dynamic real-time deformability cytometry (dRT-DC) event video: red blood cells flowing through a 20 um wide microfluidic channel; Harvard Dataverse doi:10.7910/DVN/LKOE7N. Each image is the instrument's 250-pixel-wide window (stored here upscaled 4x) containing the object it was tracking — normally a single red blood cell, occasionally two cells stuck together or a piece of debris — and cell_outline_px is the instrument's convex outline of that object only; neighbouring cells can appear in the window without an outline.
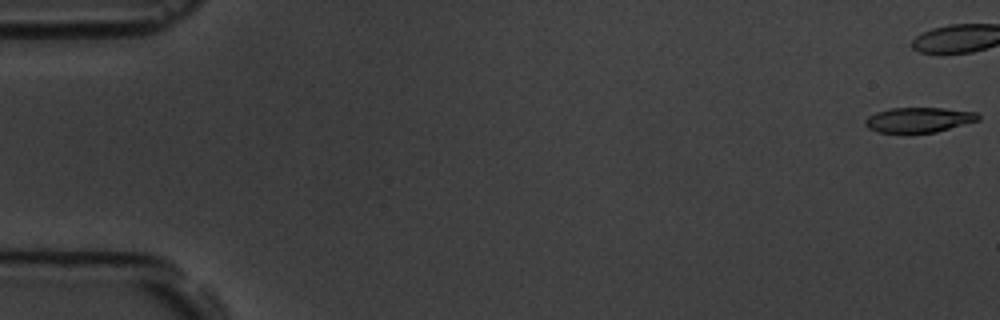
{"species": "common noctule bat (a hibernating species)", "species_latin": "Nyctalus noctula", "temperature_condition": "room temperature", "stored_images_in_passage": 44, "camera_frame_rate_fps": 3000, "um_per_image_px": 0.085, "animal": {"sex": "male", "body_mass_g": 19.5, "forearm_length_mm": 54.6}, "frame": {"image": 1, "passage_image": 1, "time_ms": 0.0, "image_size_px": [1000, 320], "cell_outline_px": [[980, 120], [936, 132], [908, 136], [876, 132], [868, 128], [864, 124], [864, 120], [868, 116], [876, 112], [892, 108], [944, 108], [976, 112], [980, 116]], "centroid_in_image_um": [78.04, 10.24], "position_along_channel_um": 7.0, "area_um2": 17.28}}
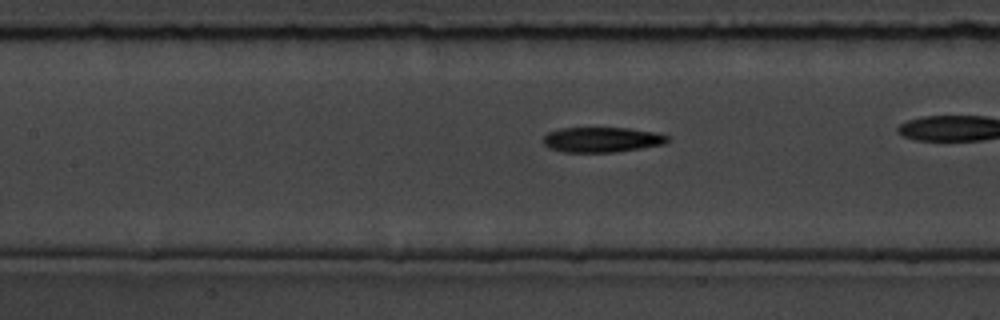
{"frame": {"image": 2, "passage_image": 26, "time_ms": 8.333, "image_size_px": [1000, 320], "cell_outline_px": [[672, 140], [664, 144], [616, 152], [564, 152], [548, 148], [544, 144], [544, 136], [548, 132], [560, 128], [628, 128], [656, 132], [672, 136]], "centroid_in_image_um": [51.21, 11.87], "position_along_channel_um": 156.2, "area_um2": 18.38}}